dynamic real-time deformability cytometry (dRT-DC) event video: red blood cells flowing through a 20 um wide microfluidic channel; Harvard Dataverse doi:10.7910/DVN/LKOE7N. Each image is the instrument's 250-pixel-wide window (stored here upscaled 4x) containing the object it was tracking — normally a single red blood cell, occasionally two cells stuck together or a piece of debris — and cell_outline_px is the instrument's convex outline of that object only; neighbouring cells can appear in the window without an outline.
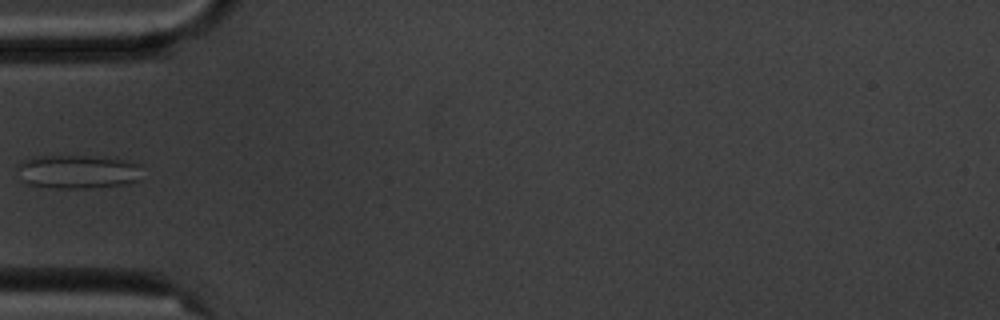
{"species": "common noctule bat (a hibernating species)", "species_latin": "Nyctalus noctula", "temperature_condition": "cold", "stored_images_in_passage": 7, "camera_frame_rate_fps": 3000, "um_per_image_px": 0.085, "animal": {"sex": "male", "body_mass_g": 20.1, "forearm_length_mm": 53.5}, "frame": {"image": 1, "passage_image": 6, "time_ms": 6.667, "image_size_px": [1000, 320], "cell_outline_px": [[140, 180], [124, 184], [88, 188], [56, 188], [28, 184], [24, 180], [16, 164], [20, 160], [32, 156], [116, 156], [140, 164]], "centroid_in_image_um": [6.65, 14.56], "position_along_channel_um": 78.3, "area_um2": 24.91}}
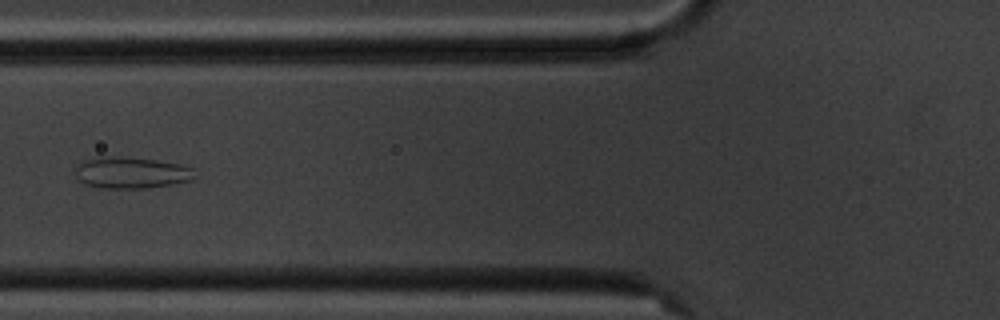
{"frame": {"image": 2, "passage_image": 7, "time_ms": 7.667, "image_size_px": [1000, 320], "cell_outline_px": [[192, 180], [172, 184], [148, 188], [100, 188], [84, 184], [76, 180], [76, 164], [80, 160], [100, 156], [124, 156], [156, 160], [180, 164], [192, 168]], "centroid_in_image_um": [11.05, 14.67], "position_along_channel_um": 114.7, "area_um2": 22.2}}